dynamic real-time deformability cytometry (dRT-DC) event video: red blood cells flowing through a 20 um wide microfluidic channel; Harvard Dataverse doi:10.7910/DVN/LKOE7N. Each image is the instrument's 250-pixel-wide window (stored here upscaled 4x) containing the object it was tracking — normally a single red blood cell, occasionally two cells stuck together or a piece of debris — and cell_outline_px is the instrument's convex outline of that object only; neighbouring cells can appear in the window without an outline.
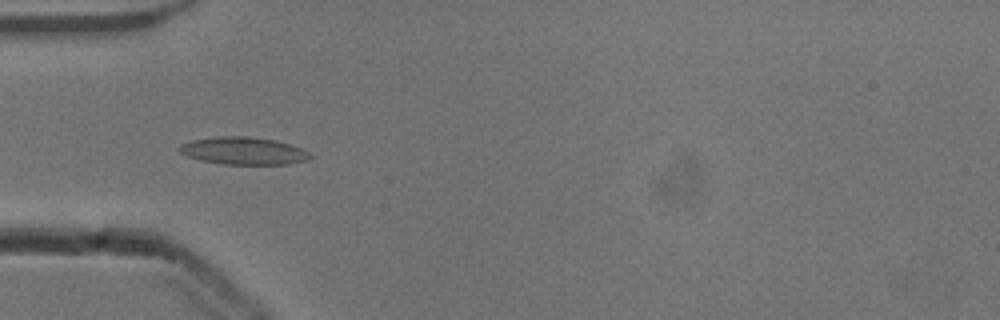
{"species": "common noctule bat (a hibernating species)", "species_latin": "Nyctalus noctula", "temperature_condition": "cold", "stored_images_in_passage": 32, "camera_frame_rate_fps": 3000, "um_per_image_px": 0.085, "animal": {"sex": "male", "body_mass_g": 13.3}, "frame": {"image": 1, "passage_image": 4, "time_ms": 1.0, "image_size_px": [1000, 320], "cell_outline_px": [[312, 156], [304, 160], [288, 164], [224, 164], [200, 160], [188, 156], [180, 152], [176, 148], [180, 144], [192, 140], [216, 136], [248, 136], [276, 140], [300, 148], [308, 152]], "centroid_in_image_um": [20.63, 12.81], "position_along_channel_um": 64.4, "area_um2": 20.81}}
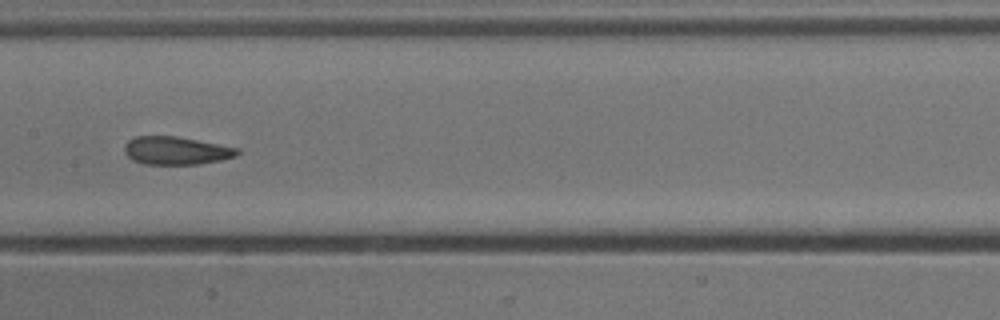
{"frame": {"image": 2, "passage_image": 14, "time_ms": 4.333, "image_size_px": [1000, 320], "cell_outline_px": [[240, 152], [236, 156], [220, 160], [200, 164], [144, 164], [132, 160], [124, 152], [124, 144], [128, 140], [136, 136], [176, 136], [240, 148]], "centroid_in_image_um": [14.96, 12.8], "position_along_channel_um": 192.4, "area_um2": 18.5}}
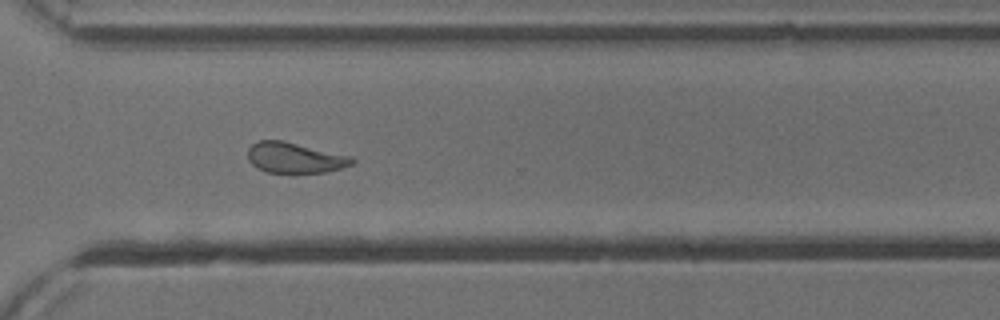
{"frame": {"image": 3, "passage_image": 26, "time_ms": 8.333, "image_size_px": [1000, 320], "cell_outline_px": [[356, 160], [352, 164], [340, 168], [324, 172], [268, 172], [256, 168], [248, 160], [248, 148], [252, 144], [260, 140], [284, 140], [352, 156]], "centroid_in_image_um": [25.05, 13.39], "position_along_channel_um": 345.5, "area_um2": 18.55}, "authors_computed_cell_mechanics": {"area_um2": 18.8717, "velocity_mm_per_s": 3.8469, "shape_relaxation_time_tau1_ms": 4.4723, "shape_relaxation_time_tau2_ms": 1.9812, "deformation_change_tau1": 0.1497, "deformation_change_tau2": 0.0962}}